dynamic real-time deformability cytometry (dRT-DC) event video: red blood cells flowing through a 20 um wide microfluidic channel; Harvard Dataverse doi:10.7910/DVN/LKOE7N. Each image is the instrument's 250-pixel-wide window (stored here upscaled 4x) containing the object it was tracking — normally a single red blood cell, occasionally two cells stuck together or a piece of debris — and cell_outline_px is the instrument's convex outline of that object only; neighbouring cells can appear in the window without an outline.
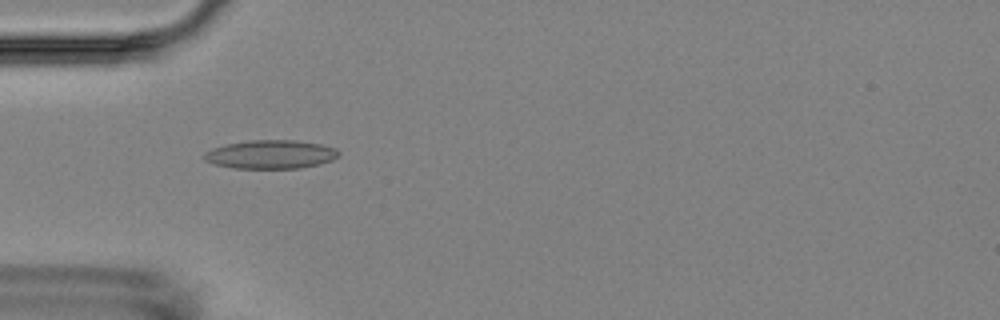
{"species": "Egyptian fruit bat (a non-hibernating species)", "species_latin": "Rousettus aegyptiacus", "temperature_condition": "room temperature", "stored_images_in_passage": 2, "camera_frame_rate_fps": 3000, "um_per_image_px": 0.085, "animal": {"sex": "female"}, "frame": {"image": 1, "passage_image": 1, "time_ms": 0.0, "image_size_px": [1000, 320], "cell_outline_px": [[340, 156], [332, 160], [320, 164], [300, 168], [232, 168], [212, 164], [204, 160], [204, 152], [212, 148], [228, 144], [248, 140], [296, 140], [320, 144], [336, 148], [340, 152]], "centroid_in_image_um": [23.02, 13.12], "position_along_channel_um": 62.0, "area_um2": 22.6}}